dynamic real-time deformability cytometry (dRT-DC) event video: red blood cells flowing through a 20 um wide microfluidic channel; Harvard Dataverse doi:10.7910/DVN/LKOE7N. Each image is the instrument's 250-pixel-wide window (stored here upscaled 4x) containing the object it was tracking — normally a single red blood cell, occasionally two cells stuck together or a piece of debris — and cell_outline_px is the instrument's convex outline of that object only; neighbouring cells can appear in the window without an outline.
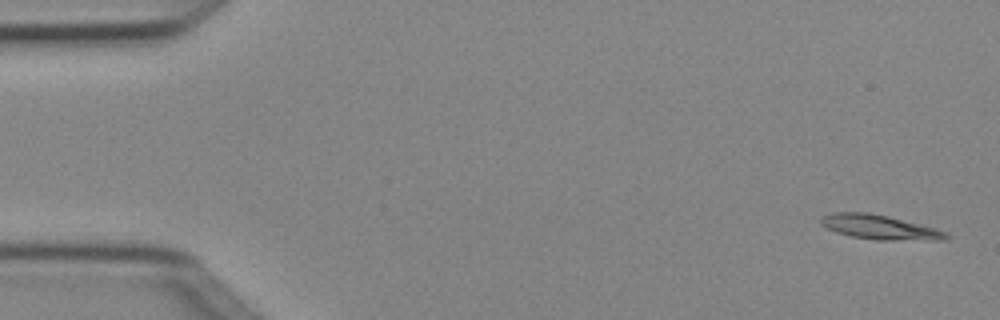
{"species": "Egyptian fruit bat (a non-hibernating species)", "species_latin": "Rousettus aegyptiacus", "temperature_condition": "cold", "stored_images_in_passage": 5, "camera_frame_rate_fps": 3000, "um_per_image_px": 0.085, "animal": {"sex": "female"}, "frame": {"image": 1, "passage_image": 1, "time_ms": 0.0, "image_size_px": [1000, 320], "cell_outline_px": [[952, 236], [948, 240], [876, 240], [852, 236], [836, 232], [820, 224], [820, 216], [832, 212], [868, 212], [888, 216], [936, 228]], "centroid_in_image_um": [74.77, 19.31], "position_along_channel_um": 10.2, "area_um2": 17.98}}